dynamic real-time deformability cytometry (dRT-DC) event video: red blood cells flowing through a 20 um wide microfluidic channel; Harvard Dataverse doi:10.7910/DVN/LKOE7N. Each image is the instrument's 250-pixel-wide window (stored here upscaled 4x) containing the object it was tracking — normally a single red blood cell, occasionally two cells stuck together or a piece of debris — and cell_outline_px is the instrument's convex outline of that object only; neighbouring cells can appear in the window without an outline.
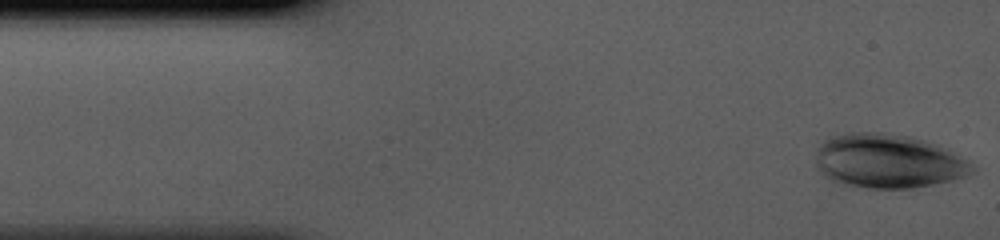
{"species": "human", "species_latin": "Homo sapiens", "temperature_condition": "cold", "stored_images_in_passage": 40, "camera_frame_rate_fps": 3000, "um_per_image_px": 0.085, "donor": {"sex": "male"}, "frame": {"image": 1, "passage_image": 1, "time_ms": 0.0, "image_size_px": [1000, 240], "cell_outline_px": [[972, 172], [964, 176], [932, 184], [912, 188], [864, 188], [836, 184], [828, 180], [816, 168], [816, 148], [828, 136], [848, 132], [888, 132], [908, 136], [924, 140], [936, 144], [964, 160], [972, 168]], "centroid_in_image_um": [75.33, 13.69], "position_along_channel_um": 9.7, "area_um2": 49.3}}
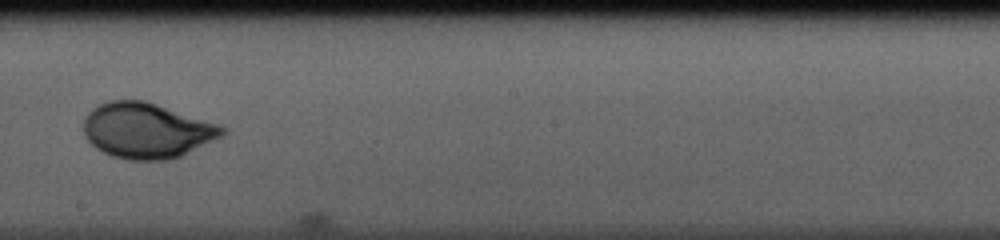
{"frame": {"image": 2, "passage_image": 23, "time_ms": 7.333, "image_size_px": [1000, 240], "cell_outline_px": [[228, 132], [224, 136], [180, 156], [168, 160], [128, 160], [112, 156], [96, 148], [84, 136], [84, 116], [92, 108], [108, 100], [144, 100], [228, 128]], "centroid_in_image_um": [12.46, 11.1], "position_along_channel_um": 235.7, "area_um2": 44.68}}
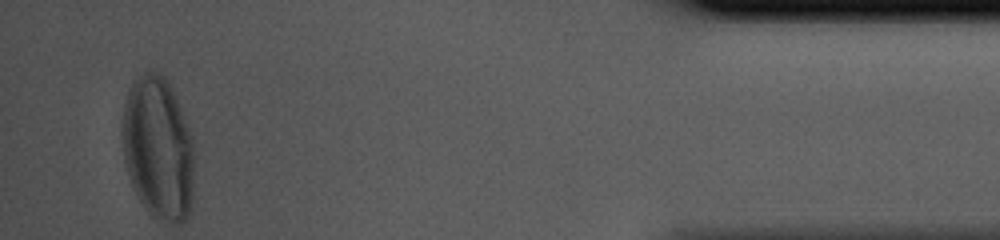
{"frame": {"image": 3, "passage_image": 40, "time_ms": 13.0, "image_size_px": [1000, 240], "cell_outline_px": [[192, 204], [188, 216], [180, 224], [176, 224], [156, 220], [144, 208], [128, 176], [124, 164], [124, 104], [128, 88], [136, 76], [144, 72], [156, 68], [168, 80], [176, 96], [192, 136]], "centroid_in_image_um": [13.44, 12.58], "position_along_channel_um": 421.8, "area_um2": 60.23}}